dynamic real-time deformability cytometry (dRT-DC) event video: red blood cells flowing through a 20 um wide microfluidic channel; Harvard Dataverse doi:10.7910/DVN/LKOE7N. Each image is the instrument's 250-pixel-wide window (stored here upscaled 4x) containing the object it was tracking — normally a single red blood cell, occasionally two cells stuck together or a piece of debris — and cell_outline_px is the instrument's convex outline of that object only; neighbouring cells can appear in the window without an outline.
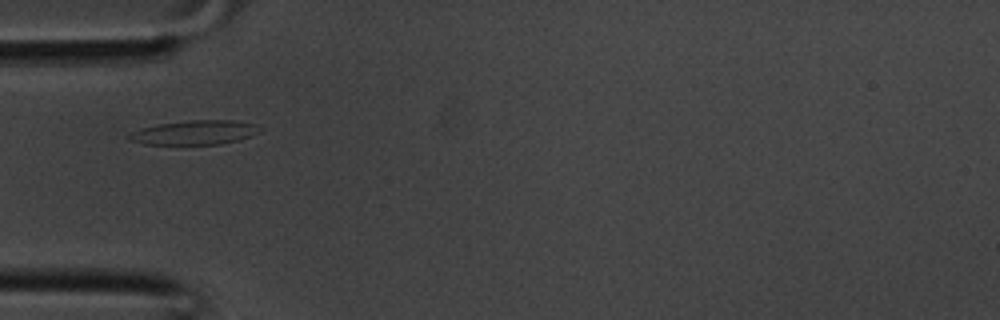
{"species": "common noctule bat (a hibernating species)", "species_latin": "Nyctalus noctula", "temperature_condition": "room temperature", "stored_images_in_passage": 17, "camera_frame_rate_fps": 3000, "um_per_image_px": 0.085, "animal": {"sex": "male", "body_mass_g": 20.1, "forearm_length_mm": 53.5}, "frame": {"image": 1, "passage_image": 1, "time_ms": 0.0, "image_size_px": [1000, 320], "cell_outline_px": [[264, 128], [260, 132], [252, 136], [240, 140], [220, 144], [144, 144], [128, 140], [128, 136], [132, 132], [140, 128], [160, 124], [188, 120], [236, 120], [256, 124]], "centroid_in_image_um": [16.62, 11.26], "position_along_channel_um": 68.4, "area_um2": 18.67}}